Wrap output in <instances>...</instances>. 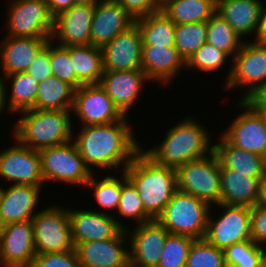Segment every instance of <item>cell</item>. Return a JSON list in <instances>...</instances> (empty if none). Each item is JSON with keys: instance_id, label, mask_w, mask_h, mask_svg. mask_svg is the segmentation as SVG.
Here are the masks:
<instances>
[{"instance_id": "5bb4252c", "label": "cell", "mask_w": 266, "mask_h": 267, "mask_svg": "<svg viewBox=\"0 0 266 267\" xmlns=\"http://www.w3.org/2000/svg\"><path fill=\"white\" fill-rule=\"evenodd\" d=\"M243 113L229 124L222 136L232 145L266 158V121L263 115L251 110L244 102H238Z\"/></svg>"}, {"instance_id": "60d3db41", "label": "cell", "mask_w": 266, "mask_h": 267, "mask_svg": "<svg viewBox=\"0 0 266 267\" xmlns=\"http://www.w3.org/2000/svg\"><path fill=\"white\" fill-rule=\"evenodd\" d=\"M229 56L208 43L203 44L188 60L186 69L193 68L202 72L217 71L227 61Z\"/></svg>"}, {"instance_id": "ffe728a7", "label": "cell", "mask_w": 266, "mask_h": 267, "mask_svg": "<svg viewBox=\"0 0 266 267\" xmlns=\"http://www.w3.org/2000/svg\"><path fill=\"white\" fill-rule=\"evenodd\" d=\"M126 230L117 237L102 241H89L74 246L81 267H124L129 262Z\"/></svg>"}, {"instance_id": "d590c367", "label": "cell", "mask_w": 266, "mask_h": 267, "mask_svg": "<svg viewBox=\"0 0 266 267\" xmlns=\"http://www.w3.org/2000/svg\"><path fill=\"white\" fill-rule=\"evenodd\" d=\"M95 173L92 174L89 181L86 183V187L92 188L94 200H96L98 206L104 208V213L108 211L117 210L121 190H122V173L120 178L112 175H106L101 180H96Z\"/></svg>"}, {"instance_id": "8d00e7d4", "label": "cell", "mask_w": 266, "mask_h": 267, "mask_svg": "<svg viewBox=\"0 0 266 267\" xmlns=\"http://www.w3.org/2000/svg\"><path fill=\"white\" fill-rule=\"evenodd\" d=\"M224 251L225 264L233 267H263L265 247L253 240L235 243Z\"/></svg>"}, {"instance_id": "bcb514c9", "label": "cell", "mask_w": 266, "mask_h": 267, "mask_svg": "<svg viewBox=\"0 0 266 267\" xmlns=\"http://www.w3.org/2000/svg\"><path fill=\"white\" fill-rule=\"evenodd\" d=\"M251 237L256 244L266 245V207L251 208Z\"/></svg>"}, {"instance_id": "cb8c5ba5", "label": "cell", "mask_w": 266, "mask_h": 267, "mask_svg": "<svg viewBox=\"0 0 266 267\" xmlns=\"http://www.w3.org/2000/svg\"><path fill=\"white\" fill-rule=\"evenodd\" d=\"M51 37H10L0 42V62L4 76L25 72Z\"/></svg>"}, {"instance_id": "8992f818", "label": "cell", "mask_w": 266, "mask_h": 267, "mask_svg": "<svg viewBox=\"0 0 266 267\" xmlns=\"http://www.w3.org/2000/svg\"><path fill=\"white\" fill-rule=\"evenodd\" d=\"M177 190L192 194L211 206L221 195L220 161L213 151L207 156L176 168Z\"/></svg>"}, {"instance_id": "836d02e7", "label": "cell", "mask_w": 266, "mask_h": 267, "mask_svg": "<svg viewBox=\"0 0 266 267\" xmlns=\"http://www.w3.org/2000/svg\"><path fill=\"white\" fill-rule=\"evenodd\" d=\"M244 41L217 13L207 21V43L225 52L229 58L235 57Z\"/></svg>"}, {"instance_id": "ac0fdd59", "label": "cell", "mask_w": 266, "mask_h": 267, "mask_svg": "<svg viewBox=\"0 0 266 267\" xmlns=\"http://www.w3.org/2000/svg\"><path fill=\"white\" fill-rule=\"evenodd\" d=\"M95 5H73L53 19L51 40L59 46L91 45V24Z\"/></svg>"}, {"instance_id": "ee69618b", "label": "cell", "mask_w": 266, "mask_h": 267, "mask_svg": "<svg viewBox=\"0 0 266 267\" xmlns=\"http://www.w3.org/2000/svg\"><path fill=\"white\" fill-rule=\"evenodd\" d=\"M25 72L31 75L37 82H42L53 75L50 67V41L36 55Z\"/></svg>"}, {"instance_id": "8fae6325", "label": "cell", "mask_w": 266, "mask_h": 267, "mask_svg": "<svg viewBox=\"0 0 266 267\" xmlns=\"http://www.w3.org/2000/svg\"><path fill=\"white\" fill-rule=\"evenodd\" d=\"M215 205L224 210L216 219L209 212L207 231L204 237L209 243L220 250H225L235 243L252 240L251 208L221 203Z\"/></svg>"}, {"instance_id": "c3c4849f", "label": "cell", "mask_w": 266, "mask_h": 267, "mask_svg": "<svg viewBox=\"0 0 266 267\" xmlns=\"http://www.w3.org/2000/svg\"><path fill=\"white\" fill-rule=\"evenodd\" d=\"M46 1L49 12L53 17L71 8L74 5V0H46Z\"/></svg>"}, {"instance_id": "f907efd6", "label": "cell", "mask_w": 266, "mask_h": 267, "mask_svg": "<svg viewBox=\"0 0 266 267\" xmlns=\"http://www.w3.org/2000/svg\"><path fill=\"white\" fill-rule=\"evenodd\" d=\"M256 205L266 207V175L260 180Z\"/></svg>"}, {"instance_id": "7a4b0ae2", "label": "cell", "mask_w": 266, "mask_h": 267, "mask_svg": "<svg viewBox=\"0 0 266 267\" xmlns=\"http://www.w3.org/2000/svg\"><path fill=\"white\" fill-rule=\"evenodd\" d=\"M124 172L139 193L146 214L157 220L177 191L176 168L155 163L141 149Z\"/></svg>"}, {"instance_id": "db71d44e", "label": "cell", "mask_w": 266, "mask_h": 267, "mask_svg": "<svg viewBox=\"0 0 266 267\" xmlns=\"http://www.w3.org/2000/svg\"><path fill=\"white\" fill-rule=\"evenodd\" d=\"M260 113L263 115L265 121H266V108L261 110Z\"/></svg>"}, {"instance_id": "4fadbf2b", "label": "cell", "mask_w": 266, "mask_h": 267, "mask_svg": "<svg viewBox=\"0 0 266 267\" xmlns=\"http://www.w3.org/2000/svg\"><path fill=\"white\" fill-rule=\"evenodd\" d=\"M15 145L0 152V178L10 184L42 186L39 152L22 145L15 139Z\"/></svg>"}, {"instance_id": "484cf974", "label": "cell", "mask_w": 266, "mask_h": 267, "mask_svg": "<svg viewBox=\"0 0 266 267\" xmlns=\"http://www.w3.org/2000/svg\"><path fill=\"white\" fill-rule=\"evenodd\" d=\"M263 2L260 0H217L216 13L242 38L257 31Z\"/></svg>"}, {"instance_id": "f1b7e54d", "label": "cell", "mask_w": 266, "mask_h": 267, "mask_svg": "<svg viewBox=\"0 0 266 267\" xmlns=\"http://www.w3.org/2000/svg\"><path fill=\"white\" fill-rule=\"evenodd\" d=\"M70 54L76 78L83 84H98L102 78V51L93 45L64 47Z\"/></svg>"}, {"instance_id": "9c48e42d", "label": "cell", "mask_w": 266, "mask_h": 267, "mask_svg": "<svg viewBox=\"0 0 266 267\" xmlns=\"http://www.w3.org/2000/svg\"><path fill=\"white\" fill-rule=\"evenodd\" d=\"M8 7L7 36L51 37L54 17L46 0H14Z\"/></svg>"}, {"instance_id": "6da1fadb", "label": "cell", "mask_w": 266, "mask_h": 267, "mask_svg": "<svg viewBox=\"0 0 266 267\" xmlns=\"http://www.w3.org/2000/svg\"><path fill=\"white\" fill-rule=\"evenodd\" d=\"M129 123L128 117L124 116L117 122L81 126L73 141L92 173H95V167L99 171L119 169L120 165L124 171L141 150L143 144L136 140Z\"/></svg>"}, {"instance_id": "2e32d148", "label": "cell", "mask_w": 266, "mask_h": 267, "mask_svg": "<svg viewBox=\"0 0 266 267\" xmlns=\"http://www.w3.org/2000/svg\"><path fill=\"white\" fill-rule=\"evenodd\" d=\"M135 226L132 231L126 227L129 245L125 247H129V262L137 267H157L170 233L158 220Z\"/></svg>"}, {"instance_id": "d6986e66", "label": "cell", "mask_w": 266, "mask_h": 267, "mask_svg": "<svg viewBox=\"0 0 266 267\" xmlns=\"http://www.w3.org/2000/svg\"><path fill=\"white\" fill-rule=\"evenodd\" d=\"M142 35L135 23L101 48L104 71L141 69Z\"/></svg>"}, {"instance_id": "603a6c76", "label": "cell", "mask_w": 266, "mask_h": 267, "mask_svg": "<svg viewBox=\"0 0 266 267\" xmlns=\"http://www.w3.org/2000/svg\"><path fill=\"white\" fill-rule=\"evenodd\" d=\"M147 78L142 69L131 71H104L100 80V85L105 89L114 105L124 115L135 104L141 94V89ZM142 87V88H141Z\"/></svg>"}, {"instance_id": "d4e9b609", "label": "cell", "mask_w": 266, "mask_h": 267, "mask_svg": "<svg viewBox=\"0 0 266 267\" xmlns=\"http://www.w3.org/2000/svg\"><path fill=\"white\" fill-rule=\"evenodd\" d=\"M184 67L186 62L175 47L142 45L141 69L152 82L167 85Z\"/></svg>"}, {"instance_id": "52a82bcc", "label": "cell", "mask_w": 266, "mask_h": 267, "mask_svg": "<svg viewBox=\"0 0 266 267\" xmlns=\"http://www.w3.org/2000/svg\"><path fill=\"white\" fill-rule=\"evenodd\" d=\"M40 155L44 183L64 182L85 187L92 176L73 140L62 145L44 148Z\"/></svg>"}, {"instance_id": "7bdbcfd3", "label": "cell", "mask_w": 266, "mask_h": 267, "mask_svg": "<svg viewBox=\"0 0 266 267\" xmlns=\"http://www.w3.org/2000/svg\"><path fill=\"white\" fill-rule=\"evenodd\" d=\"M31 267H81L76 251L36 254Z\"/></svg>"}, {"instance_id": "44dd1931", "label": "cell", "mask_w": 266, "mask_h": 267, "mask_svg": "<svg viewBox=\"0 0 266 267\" xmlns=\"http://www.w3.org/2000/svg\"><path fill=\"white\" fill-rule=\"evenodd\" d=\"M135 24V19L116 0H100L91 24V45L102 48Z\"/></svg>"}, {"instance_id": "816d5d0a", "label": "cell", "mask_w": 266, "mask_h": 267, "mask_svg": "<svg viewBox=\"0 0 266 267\" xmlns=\"http://www.w3.org/2000/svg\"><path fill=\"white\" fill-rule=\"evenodd\" d=\"M1 75H4L3 73H0V114L2 112L6 111L4 110L6 108V83H5V76L1 77Z\"/></svg>"}, {"instance_id": "9a60e30c", "label": "cell", "mask_w": 266, "mask_h": 267, "mask_svg": "<svg viewBox=\"0 0 266 267\" xmlns=\"http://www.w3.org/2000/svg\"><path fill=\"white\" fill-rule=\"evenodd\" d=\"M111 214V215H110ZM98 212L97 210L68 208L71 227V237L74 246L89 241H102L117 237L126 230L121 221L113 217L112 213Z\"/></svg>"}, {"instance_id": "ba28073f", "label": "cell", "mask_w": 266, "mask_h": 267, "mask_svg": "<svg viewBox=\"0 0 266 267\" xmlns=\"http://www.w3.org/2000/svg\"><path fill=\"white\" fill-rule=\"evenodd\" d=\"M59 207H45L31 220L37 254L74 250L68 208Z\"/></svg>"}, {"instance_id": "4316f807", "label": "cell", "mask_w": 266, "mask_h": 267, "mask_svg": "<svg viewBox=\"0 0 266 267\" xmlns=\"http://www.w3.org/2000/svg\"><path fill=\"white\" fill-rule=\"evenodd\" d=\"M261 179L220 167L221 195L219 203L249 208L256 206Z\"/></svg>"}, {"instance_id": "277c9868", "label": "cell", "mask_w": 266, "mask_h": 267, "mask_svg": "<svg viewBox=\"0 0 266 267\" xmlns=\"http://www.w3.org/2000/svg\"><path fill=\"white\" fill-rule=\"evenodd\" d=\"M14 125L13 135L22 145L39 151L73 140L71 110L29 109Z\"/></svg>"}, {"instance_id": "74e56055", "label": "cell", "mask_w": 266, "mask_h": 267, "mask_svg": "<svg viewBox=\"0 0 266 267\" xmlns=\"http://www.w3.org/2000/svg\"><path fill=\"white\" fill-rule=\"evenodd\" d=\"M122 172V190L119 205L117 208L120 217L135 220L137 225L152 221L146 214L142 200L134 185L127 179L124 171Z\"/></svg>"}, {"instance_id": "7dc6e473", "label": "cell", "mask_w": 266, "mask_h": 267, "mask_svg": "<svg viewBox=\"0 0 266 267\" xmlns=\"http://www.w3.org/2000/svg\"><path fill=\"white\" fill-rule=\"evenodd\" d=\"M251 110L260 112L266 108V81L260 83L243 100Z\"/></svg>"}, {"instance_id": "4dcf8cb0", "label": "cell", "mask_w": 266, "mask_h": 267, "mask_svg": "<svg viewBox=\"0 0 266 267\" xmlns=\"http://www.w3.org/2000/svg\"><path fill=\"white\" fill-rule=\"evenodd\" d=\"M217 0H168L162 12L176 25L207 22L216 13Z\"/></svg>"}, {"instance_id": "9f6ffc18", "label": "cell", "mask_w": 266, "mask_h": 267, "mask_svg": "<svg viewBox=\"0 0 266 267\" xmlns=\"http://www.w3.org/2000/svg\"><path fill=\"white\" fill-rule=\"evenodd\" d=\"M161 1V4H163V3H165L166 1H168V0H160Z\"/></svg>"}, {"instance_id": "681fc988", "label": "cell", "mask_w": 266, "mask_h": 267, "mask_svg": "<svg viewBox=\"0 0 266 267\" xmlns=\"http://www.w3.org/2000/svg\"><path fill=\"white\" fill-rule=\"evenodd\" d=\"M253 41L266 44V4H263L259 24Z\"/></svg>"}, {"instance_id": "e575fe53", "label": "cell", "mask_w": 266, "mask_h": 267, "mask_svg": "<svg viewBox=\"0 0 266 267\" xmlns=\"http://www.w3.org/2000/svg\"><path fill=\"white\" fill-rule=\"evenodd\" d=\"M205 43H207V22L176 25L174 47L185 62Z\"/></svg>"}, {"instance_id": "d6a6232c", "label": "cell", "mask_w": 266, "mask_h": 267, "mask_svg": "<svg viewBox=\"0 0 266 267\" xmlns=\"http://www.w3.org/2000/svg\"><path fill=\"white\" fill-rule=\"evenodd\" d=\"M6 85L11 81V91L9 97L6 86V108L11 114L20 113L25 110L35 109L38 83L31 75L26 72H18L5 76ZM8 97V102H7ZM8 104V105H7ZM13 112V113H12Z\"/></svg>"}, {"instance_id": "6f0895ef", "label": "cell", "mask_w": 266, "mask_h": 267, "mask_svg": "<svg viewBox=\"0 0 266 267\" xmlns=\"http://www.w3.org/2000/svg\"><path fill=\"white\" fill-rule=\"evenodd\" d=\"M264 246L266 248V245H264ZM264 263H266V249H265V262Z\"/></svg>"}, {"instance_id": "7c38bea8", "label": "cell", "mask_w": 266, "mask_h": 267, "mask_svg": "<svg viewBox=\"0 0 266 267\" xmlns=\"http://www.w3.org/2000/svg\"><path fill=\"white\" fill-rule=\"evenodd\" d=\"M71 112L80 119L81 126L108 124L124 117L99 83L75 90Z\"/></svg>"}, {"instance_id": "3957f363", "label": "cell", "mask_w": 266, "mask_h": 267, "mask_svg": "<svg viewBox=\"0 0 266 267\" xmlns=\"http://www.w3.org/2000/svg\"><path fill=\"white\" fill-rule=\"evenodd\" d=\"M205 127L193 117H186L167 130L160 145L141 149L155 163L177 168L213 152L211 135Z\"/></svg>"}, {"instance_id": "30bf717a", "label": "cell", "mask_w": 266, "mask_h": 267, "mask_svg": "<svg viewBox=\"0 0 266 267\" xmlns=\"http://www.w3.org/2000/svg\"><path fill=\"white\" fill-rule=\"evenodd\" d=\"M231 60L233 64L225 78L224 89L247 88L240 99L242 101L260 83L266 81V44L245 39L240 51Z\"/></svg>"}, {"instance_id": "7402d4cb", "label": "cell", "mask_w": 266, "mask_h": 267, "mask_svg": "<svg viewBox=\"0 0 266 267\" xmlns=\"http://www.w3.org/2000/svg\"><path fill=\"white\" fill-rule=\"evenodd\" d=\"M42 186L11 184L0 187V227L32 220L40 199Z\"/></svg>"}, {"instance_id": "1f68e13d", "label": "cell", "mask_w": 266, "mask_h": 267, "mask_svg": "<svg viewBox=\"0 0 266 267\" xmlns=\"http://www.w3.org/2000/svg\"><path fill=\"white\" fill-rule=\"evenodd\" d=\"M135 23L142 35V45L174 47L176 24L162 11L137 18Z\"/></svg>"}, {"instance_id": "f6af8a7d", "label": "cell", "mask_w": 266, "mask_h": 267, "mask_svg": "<svg viewBox=\"0 0 266 267\" xmlns=\"http://www.w3.org/2000/svg\"><path fill=\"white\" fill-rule=\"evenodd\" d=\"M135 20L162 10L160 0H116Z\"/></svg>"}, {"instance_id": "11a10c76", "label": "cell", "mask_w": 266, "mask_h": 267, "mask_svg": "<svg viewBox=\"0 0 266 267\" xmlns=\"http://www.w3.org/2000/svg\"><path fill=\"white\" fill-rule=\"evenodd\" d=\"M124 267H137V266H135V265L131 264L130 262H128Z\"/></svg>"}, {"instance_id": "f35d334b", "label": "cell", "mask_w": 266, "mask_h": 267, "mask_svg": "<svg viewBox=\"0 0 266 267\" xmlns=\"http://www.w3.org/2000/svg\"><path fill=\"white\" fill-rule=\"evenodd\" d=\"M194 240L189 236L169 234L161 250L157 267H185Z\"/></svg>"}, {"instance_id": "b9f144b4", "label": "cell", "mask_w": 266, "mask_h": 267, "mask_svg": "<svg viewBox=\"0 0 266 267\" xmlns=\"http://www.w3.org/2000/svg\"><path fill=\"white\" fill-rule=\"evenodd\" d=\"M54 43L50 40V67L53 76L78 89L83 84L76 78L69 52L63 46Z\"/></svg>"}, {"instance_id": "ab89813d", "label": "cell", "mask_w": 266, "mask_h": 267, "mask_svg": "<svg viewBox=\"0 0 266 267\" xmlns=\"http://www.w3.org/2000/svg\"><path fill=\"white\" fill-rule=\"evenodd\" d=\"M224 251L205 238L195 239L190 247L185 267H224Z\"/></svg>"}, {"instance_id": "f546056e", "label": "cell", "mask_w": 266, "mask_h": 267, "mask_svg": "<svg viewBox=\"0 0 266 267\" xmlns=\"http://www.w3.org/2000/svg\"><path fill=\"white\" fill-rule=\"evenodd\" d=\"M35 109L72 110L75 88L56 76H50L38 83Z\"/></svg>"}, {"instance_id": "e0dca14e", "label": "cell", "mask_w": 266, "mask_h": 267, "mask_svg": "<svg viewBox=\"0 0 266 267\" xmlns=\"http://www.w3.org/2000/svg\"><path fill=\"white\" fill-rule=\"evenodd\" d=\"M36 254L31 220L0 227L2 267H31Z\"/></svg>"}, {"instance_id": "5b68a950", "label": "cell", "mask_w": 266, "mask_h": 267, "mask_svg": "<svg viewBox=\"0 0 266 267\" xmlns=\"http://www.w3.org/2000/svg\"><path fill=\"white\" fill-rule=\"evenodd\" d=\"M211 208L206 201L177 190L157 220L170 234L203 239Z\"/></svg>"}, {"instance_id": "f5cc1de1", "label": "cell", "mask_w": 266, "mask_h": 267, "mask_svg": "<svg viewBox=\"0 0 266 267\" xmlns=\"http://www.w3.org/2000/svg\"><path fill=\"white\" fill-rule=\"evenodd\" d=\"M100 0H74V5H96Z\"/></svg>"}, {"instance_id": "83f0119b", "label": "cell", "mask_w": 266, "mask_h": 267, "mask_svg": "<svg viewBox=\"0 0 266 267\" xmlns=\"http://www.w3.org/2000/svg\"><path fill=\"white\" fill-rule=\"evenodd\" d=\"M219 135V143H213V151L218 156L220 167L254 178H263L266 175V158L237 148Z\"/></svg>"}]
</instances>
